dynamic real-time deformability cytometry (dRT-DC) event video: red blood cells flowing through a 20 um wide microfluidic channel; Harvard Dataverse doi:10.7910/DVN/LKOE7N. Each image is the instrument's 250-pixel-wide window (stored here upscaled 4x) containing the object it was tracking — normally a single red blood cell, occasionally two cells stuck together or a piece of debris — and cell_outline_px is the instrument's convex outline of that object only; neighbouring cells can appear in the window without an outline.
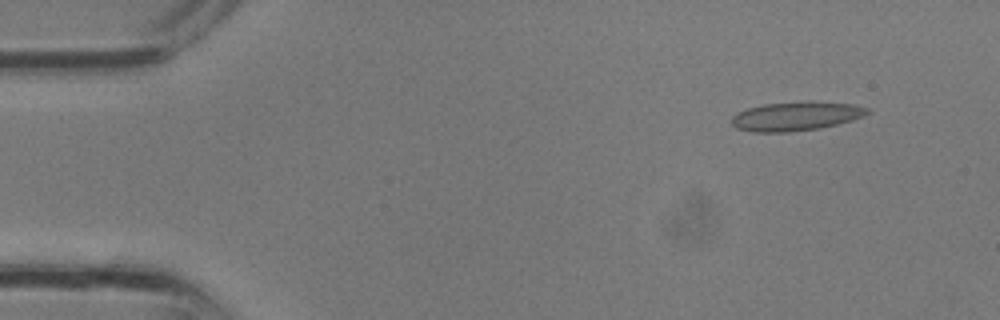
{"species": "common noctule bat (a hibernating species)", "species_latin": "Nyctalus noctula", "temperature_condition": "room temperature", "stored_images_in_passage": 32, "camera_frame_rate_fps": 3000, "um_per_image_px": 0.085, "animal": {"sex": "male", "body_mass_g": 13.3}, "frame": {"image": 1, "passage_image": 3, "time_ms": 0.667, "image_size_px": [1000, 320], "cell_outline_px": [[872, 112], [864, 116], [852, 120], [820, 128], [788, 132], [752, 132], [736, 128], [732, 124], [732, 116], [736, 112], [748, 108], [764, 104], [808, 100], [852, 104], [868, 108]], "centroid_in_image_um": [67.66, 9.86], "position_along_channel_um": 17.3, "area_um2": 23.18}}
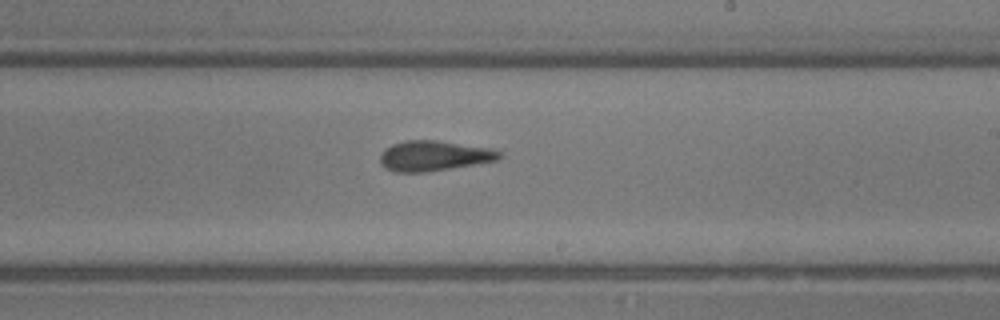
{"frame": {"image": 2, "passage_image": 19, "time_ms": 6.0, "image_size_px": [1000, 320], "cell_outline_px": [[504, 156], [496, 160], [476, 164], [424, 172], [396, 172], [384, 168], [380, 164], [380, 156], [384, 148], [392, 144], [404, 140], [436, 140], [492, 148], [504, 152]], "centroid_in_image_um": [36.89, 13.23], "position_along_channel_um": 252.1, "area_um2": 21.21}}
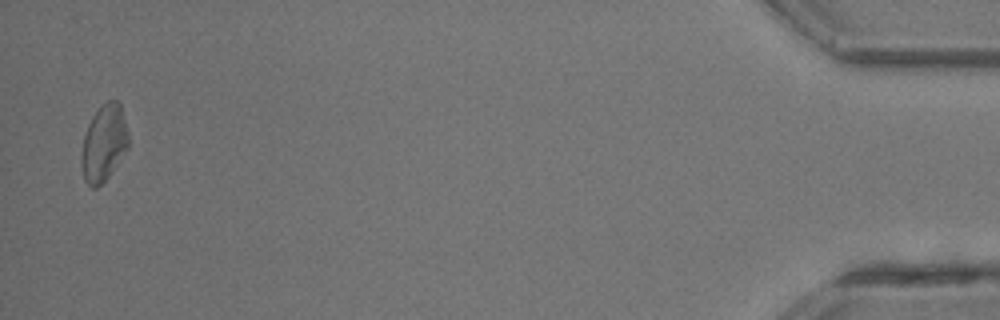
{"frame": {"image": 3, "passage_image": 32, "time_ms": 10.333, "image_size_px": [1000, 320], "cell_outline_px": [[128, 148], [108, 176], [96, 188], [92, 188], [84, 180], [80, 160], [80, 156], [84, 136], [88, 124], [92, 116], [100, 104], [108, 100], [116, 100], [120, 104], [128, 132]], "centroid_in_image_um": [8.81, 12.14], "position_along_channel_um": 426.4, "area_um2": 20.92}}